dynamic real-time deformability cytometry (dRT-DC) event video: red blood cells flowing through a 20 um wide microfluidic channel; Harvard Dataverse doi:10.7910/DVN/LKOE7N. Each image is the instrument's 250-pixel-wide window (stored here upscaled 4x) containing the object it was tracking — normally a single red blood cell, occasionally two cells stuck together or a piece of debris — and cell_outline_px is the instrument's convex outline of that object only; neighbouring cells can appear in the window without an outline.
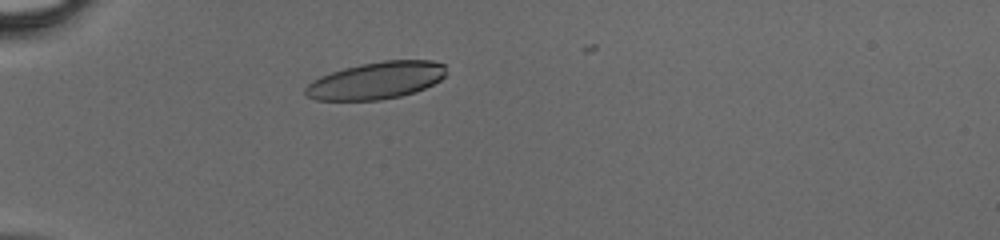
{"species": "human", "species_latin": "Homo sapiens", "temperature_condition": "cold", "stored_images_in_passage": 36, "camera_frame_rate_fps": 3000, "um_per_image_px": 0.085, "donor": {"sex": "male"}, "frame": {"image": 1, "passage_image": 5, "time_ms": 1.333, "image_size_px": [1000, 240], "cell_outline_px": [[444, 76], [440, 80], [416, 92], [400, 96], [380, 100], [316, 100], [308, 96], [304, 92], [304, 88], [312, 80], [320, 76], [344, 68], [360, 64], [384, 60], [432, 60], [444, 64]], "centroid_in_image_um": [31.96, 6.84], "position_along_channel_um": 53.0, "area_um2": 30.4}}
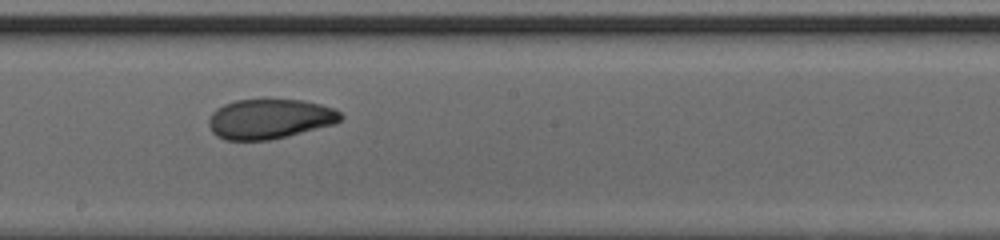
{"frame": {"image": 2, "passage_image": 18, "time_ms": 5.667, "image_size_px": [1000, 240], "cell_outline_px": [[344, 116], [336, 124], [272, 140], [224, 140], [216, 136], [212, 132], [208, 124], [208, 120], [212, 112], [216, 108], [224, 104], [236, 100], [304, 100], [320, 104], [332, 108], [340, 112]], "centroid_in_image_um": [22.92, 10.12], "position_along_channel_um": 225.3, "area_um2": 30.81}}
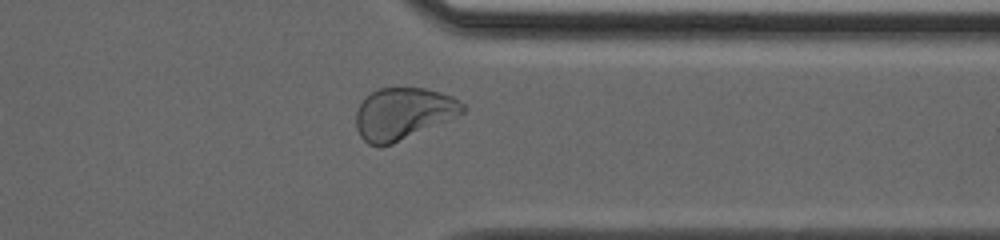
{"frame": {"image": 3, "passage_image": 28, "time_ms": 9.0, "image_size_px": [1000, 240], "cell_outline_px": [[468, 108], [464, 112], [456, 116], [392, 144], [368, 144], [360, 136], [356, 128], [356, 112], [360, 104], [372, 92], [380, 88], [424, 88], [440, 92], [452, 96], [464, 104]], "centroid_in_image_um": [34.28, 9.64], "position_along_channel_um": 377.1, "area_um2": 31.67}}